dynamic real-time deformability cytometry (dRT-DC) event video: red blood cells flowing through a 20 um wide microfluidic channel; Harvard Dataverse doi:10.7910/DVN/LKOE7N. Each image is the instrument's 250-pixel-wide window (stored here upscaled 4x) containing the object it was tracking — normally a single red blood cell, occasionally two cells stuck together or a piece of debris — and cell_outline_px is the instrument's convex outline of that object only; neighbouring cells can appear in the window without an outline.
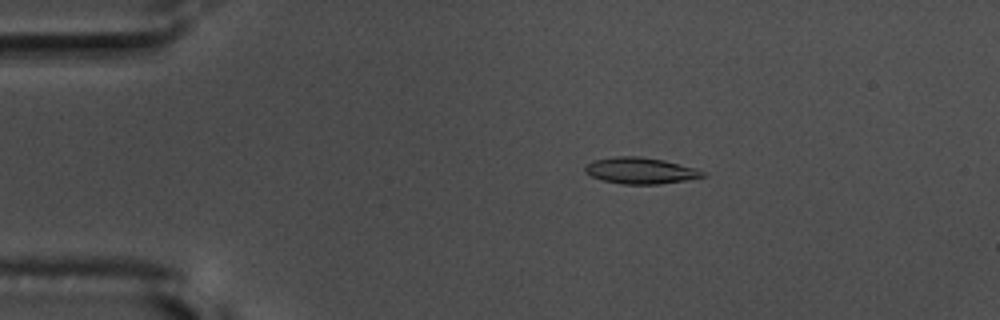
{"species": "common noctule bat (a hibernating species)", "species_latin": "Nyctalus noctula", "temperature_condition": "warm", "stored_images_in_passage": 55, "camera_frame_rate_fps": 3000, "um_per_image_px": 0.085, "animal": {"sex": "male", "body_mass_g": 17.5, "forearm_length_mm": 52.3}, "frame": {"image": 1, "passage_image": 10, "time_ms": 3.0, "image_size_px": [1000, 320], "cell_outline_px": [[708, 176], [660, 184], [624, 184], [604, 180], [592, 176], [584, 172], [584, 168], [592, 160], [616, 156], [640, 156], [664, 160], [696, 168], [704, 172]], "centroid_in_image_um": [54.45, 14.49], "position_along_channel_um": 30.6, "area_um2": 17.98}}
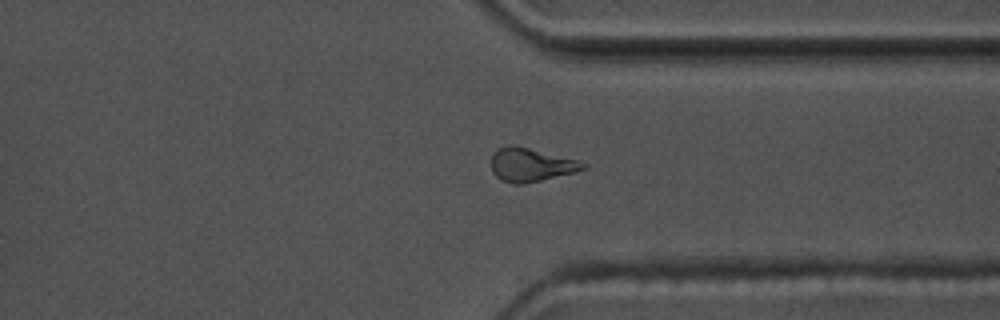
{"frame": {"image": 2, "passage_image": 42, "time_ms": 13.667, "image_size_px": [1000, 320], "cell_outline_px": [[588, 168], [576, 172], [524, 184], [512, 184], [500, 180], [492, 172], [492, 156], [496, 148], [508, 144], [512, 144], [576, 160], [588, 164]], "centroid_in_image_um": [45.1, 14.02], "position_along_channel_um": 366.3, "area_um2": 17.98}}
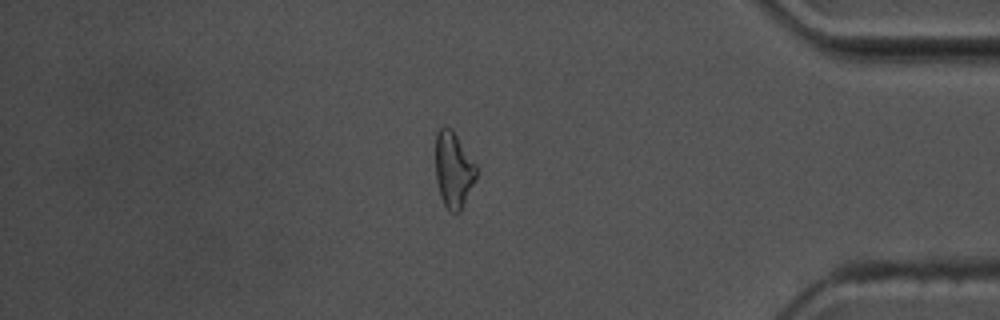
{"frame": {"image": 3, "passage_image": 47, "time_ms": 15.333, "image_size_px": [1000, 320], "cell_outline_px": [[476, 176], [460, 212], [448, 212], [440, 196], [436, 180], [436, 132], [444, 124], [452, 128], [476, 164]], "centroid_in_image_um": [38.52, 14.4], "position_along_channel_um": 396.7, "area_um2": 18.03}, "authors_computed_cell_mechanics": {"area_um2": 17.629, "velocity_mm_per_s": 3.6609, "shape_relaxation_time_tau1_ms": 5.9252, "shape_relaxation_time_tau2_ms": 8.5584, "deformation_change_tau1": 0.1606, "deformation_change_tau2": 0.2086}}